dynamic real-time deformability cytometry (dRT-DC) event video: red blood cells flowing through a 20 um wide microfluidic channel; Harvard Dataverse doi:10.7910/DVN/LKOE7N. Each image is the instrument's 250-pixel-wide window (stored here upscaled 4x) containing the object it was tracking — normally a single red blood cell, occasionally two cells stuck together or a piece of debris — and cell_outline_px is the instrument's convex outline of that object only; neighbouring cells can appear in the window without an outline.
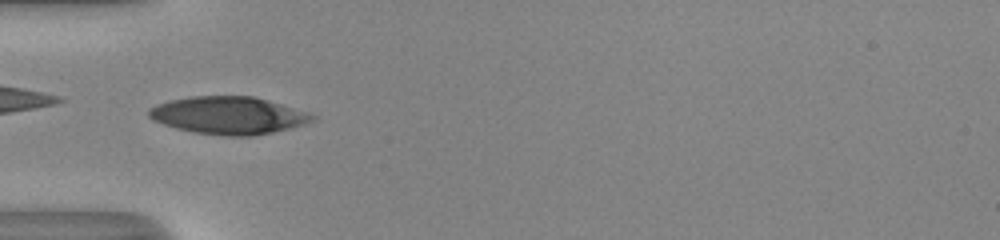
{"species": "human", "species_latin": "Homo sapiens", "temperature_condition": "room temperature", "stored_images_in_passage": 34, "camera_frame_rate_fps": 3000, "um_per_image_px": 0.085, "donor": {"sex": "male"}, "frame": {"image": 1, "passage_image": 1, "time_ms": 0.0, "image_size_px": [1000, 240], "cell_outline_px": [[316, 120], [308, 124], [272, 132], [252, 136], [224, 136], [192, 132], [176, 128], [152, 120], [148, 116], [148, 108], [156, 104], [172, 100], [192, 96], [252, 96], [308, 112], [316, 116]], "centroid_in_image_um": [19.42, 9.82], "position_along_channel_um": 65.6, "area_um2": 35.78}, "authors_computed_cell_mechanics": {"area_um2": 36.414, "velocity_mm_per_s": 4.0972, "shape_relaxation_time_tau1_ms": 3.9605, "shape_relaxation_time_tau2_ms": null, "deformation_change_tau1": 0.2498, "deformation_change_tau2": null}}